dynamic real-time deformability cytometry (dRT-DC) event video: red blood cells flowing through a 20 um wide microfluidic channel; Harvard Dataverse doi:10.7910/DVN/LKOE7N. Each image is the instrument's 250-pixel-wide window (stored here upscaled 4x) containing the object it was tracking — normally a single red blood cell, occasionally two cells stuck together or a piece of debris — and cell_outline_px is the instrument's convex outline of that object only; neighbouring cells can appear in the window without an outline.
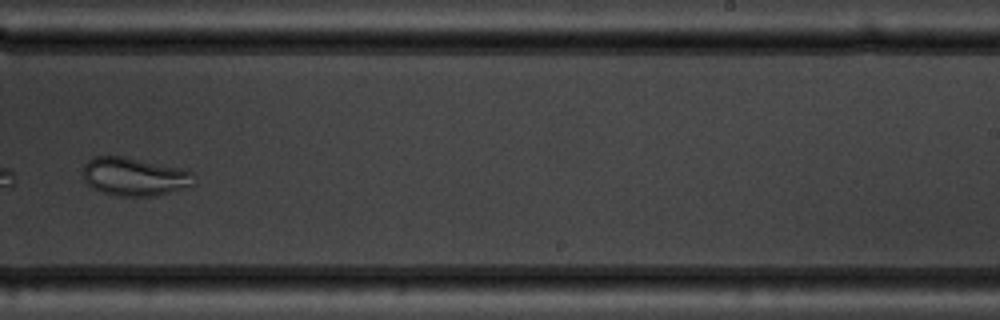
{"species": "common noctule bat (a hibernating species)", "species_latin": "Nyctalus noctula", "temperature_condition": "warm", "stored_images_in_passage": 7, "camera_frame_rate_fps": 3000, "um_per_image_px": 0.085, "animal": {"sex": "male", "body_mass_g": 19.5, "forearm_length_mm": 54.6}, "frame": {"image": 1, "passage_image": 7, "time_ms": 7.667, "image_size_px": [1000, 320], "cell_outline_px": [[196, 184], [168, 192], [152, 196], [116, 196], [100, 192], [92, 188], [84, 180], [84, 164], [92, 156], [124, 156], [180, 168], [192, 172]], "centroid_in_image_um": [11.39, 15.01], "position_along_channel_um": 277.6, "area_um2": 24.74}}